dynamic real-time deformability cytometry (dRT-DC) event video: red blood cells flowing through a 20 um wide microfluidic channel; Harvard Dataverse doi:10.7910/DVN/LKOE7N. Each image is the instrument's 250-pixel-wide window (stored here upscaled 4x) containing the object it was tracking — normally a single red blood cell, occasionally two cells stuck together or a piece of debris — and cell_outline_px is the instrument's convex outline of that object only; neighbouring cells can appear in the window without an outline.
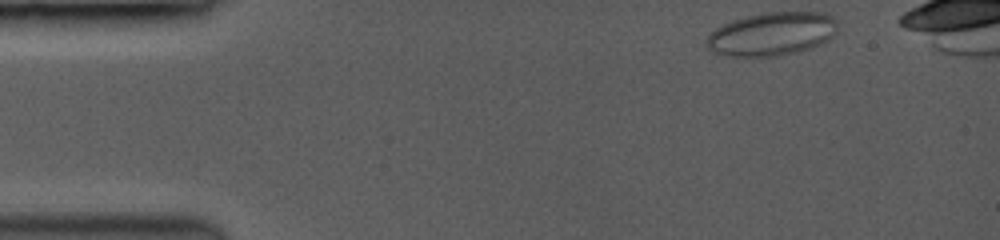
{"species": "common noctule bat (a hibernating species)", "species_latin": "Nyctalus noctula", "temperature_condition": "room temperature", "stored_images_in_passage": 38, "camera_frame_rate_fps": 3500, "um_per_image_px": 0.085, "animal": {"sex": "female", "body_mass_g": 19.0, "forearm_length_mm": 53.3}, "frame": {"image": 1, "passage_image": 1, "time_ms": 0.0, "image_size_px": [1000, 240], "cell_outline_px": [[832, 20], [828, 36], [824, 40], [816, 44], [804, 48], [788, 52], [768, 56], [736, 56], [716, 52], [708, 44], [708, 36], [716, 28], [724, 24], [748, 16], [768, 12], [812, 12], [828, 16]], "centroid_in_image_um": [65.46, 2.87], "position_along_channel_um": 19.5, "area_um2": 30.63}}
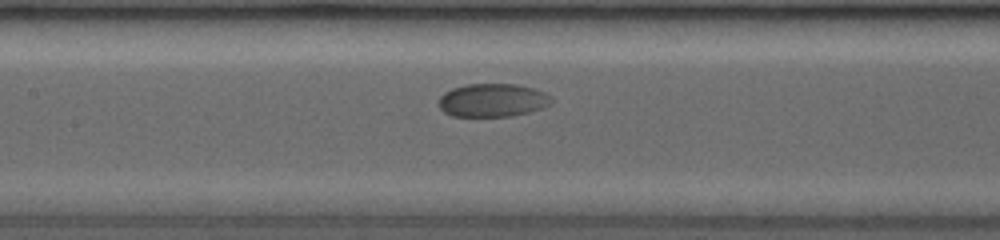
{"frame": {"image": 2, "passage_image": 24, "time_ms": 6.571, "image_size_px": [1000, 240], "cell_outline_px": [[552, 100], [548, 104], [540, 108], [528, 112], [508, 116], [452, 116], [444, 112], [440, 108], [440, 96], [444, 92], [452, 88], [468, 84], [516, 84], [532, 88], [544, 92]], "centroid_in_image_um": [41.82, 8.51], "position_along_channel_um": 165.6, "area_um2": 21.5}}
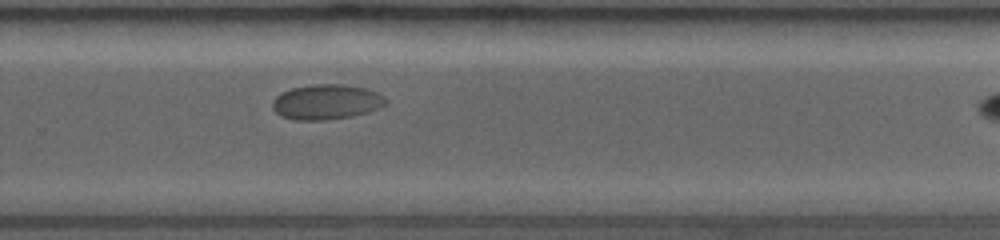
{"frame": {"image": 3, "passage_image": 37, "time_ms": 10.286, "image_size_px": [1000, 240], "cell_outline_px": [[388, 100], [384, 104], [376, 108], [352, 116], [324, 120], [296, 120], [280, 116], [272, 108], [272, 100], [276, 96], [292, 88], [316, 84], [340, 84], [368, 88], [380, 92]], "centroid_in_image_um": [27.74, 8.66], "position_along_channel_um": 302.1, "area_um2": 23.06}}